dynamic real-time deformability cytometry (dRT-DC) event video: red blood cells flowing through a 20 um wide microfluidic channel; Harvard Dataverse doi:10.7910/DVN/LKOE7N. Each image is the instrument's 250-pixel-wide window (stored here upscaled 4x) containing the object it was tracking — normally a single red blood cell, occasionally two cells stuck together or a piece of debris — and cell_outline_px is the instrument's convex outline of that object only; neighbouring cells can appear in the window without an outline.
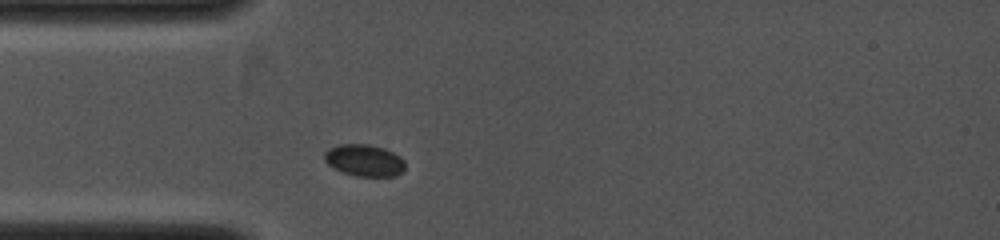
{"species": "common noctule bat (a hibernating species)", "species_latin": "Nyctalus noctula", "temperature_condition": "cold", "stored_images_in_passage": 8, "camera_frame_rate_fps": 4000, "um_per_image_px": 0.085, "animal": {"sex": "female", "body_mass_g": 19.0, "forearm_length_mm": 53.3}, "frame": {"image": 1, "passage_image": 1, "time_ms": 0.0, "image_size_px": [1000, 240], "cell_outline_px": [[404, 172], [396, 176], [356, 176], [344, 172], [328, 164], [324, 160], [324, 152], [328, 148], [340, 144], [368, 144], [384, 148], [400, 156], [404, 160]], "centroid_in_image_um": [30.98, 13.62], "position_along_channel_um": 54.0, "area_um2": 14.97}}
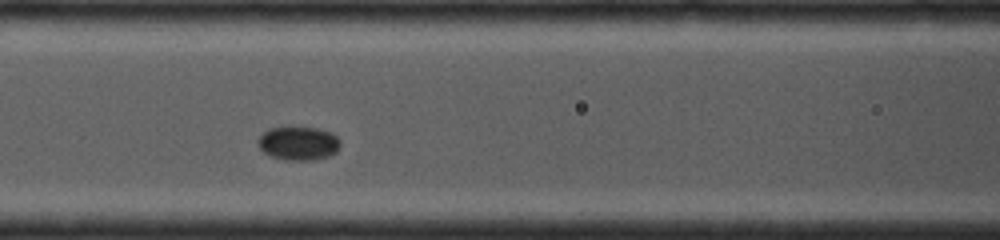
{"frame": {"image": 2, "passage_image": 5, "time_ms": 1.75, "image_size_px": [1000, 240], "cell_outline_px": [[340, 144], [336, 152], [328, 156], [316, 160], [284, 160], [272, 156], [264, 152], [260, 148], [256, 140], [268, 128], [316, 128], [332, 132], [340, 140]], "centroid_in_image_um": [25.37, 12.19], "position_along_channel_um": 141.2, "area_um2": 16.07}}
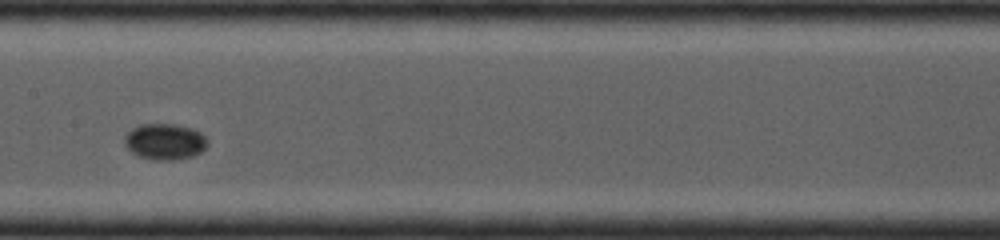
{"frame": {"image": 3, "passage_image": 7, "time_ms": 2.75, "image_size_px": [1000, 240], "cell_outline_px": [[208, 144], [200, 152], [192, 156], [172, 160], [152, 160], [136, 156], [124, 144], [124, 136], [132, 128], [140, 124], [176, 124], [192, 128], [200, 132], [208, 140]], "centroid_in_image_um": [13.99, 12.03], "position_along_channel_um": 193.4, "area_um2": 17.57}}